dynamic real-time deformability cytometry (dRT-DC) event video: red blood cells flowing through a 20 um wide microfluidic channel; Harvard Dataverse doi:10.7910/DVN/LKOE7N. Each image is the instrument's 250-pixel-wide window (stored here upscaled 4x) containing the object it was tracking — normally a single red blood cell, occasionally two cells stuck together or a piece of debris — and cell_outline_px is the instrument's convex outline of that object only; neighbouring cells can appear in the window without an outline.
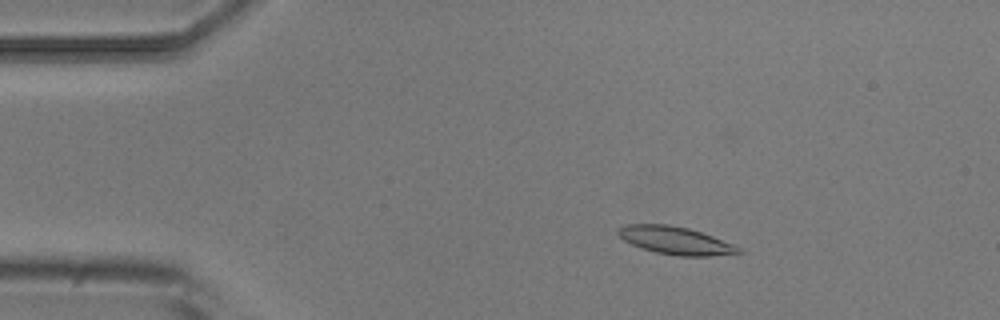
{"species": "common noctule bat (a hibernating species)", "species_latin": "Nyctalus noctula", "temperature_condition": "room temperature", "stored_images_in_passage": 3, "camera_frame_rate_fps": 3000, "um_per_image_px": 0.085, "animal": {"sex": "male", "body_mass_g": 20.5, "forearm_length_mm": 52.5}, "frame": {"image": 1, "passage_image": 1, "time_ms": 0.0, "image_size_px": [1000, 320], "cell_outline_px": [[744, 252], [708, 256], [680, 256], [656, 252], [640, 248], [624, 240], [616, 232], [616, 228], [624, 224], [668, 224], [688, 228], [712, 236], [732, 244], [740, 248]], "centroid_in_image_um": [57.35, 20.43], "position_along_channel_um": 27.6, "area_um2": 19.36}}
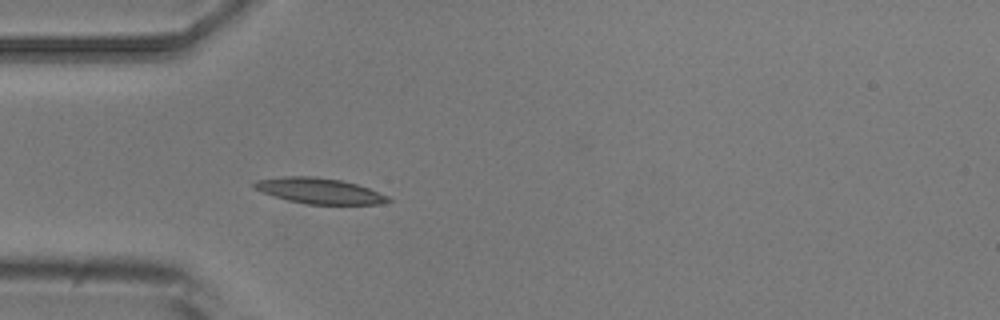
{"frame": {"image": 2, "passage_image": 3, "time_ms": 2.333, "image_size_px": [1000, 320], "cell_outline_px": [[392, 200], [380, 204], [304, 204], [288, 200], [264, 192], [256, 188], [252, 184], [256, 180], [284, 176], [316, 176], [340, 180], [356, 184], [368, 188], [388, 196]], "centroid_in_image_um": [27.16, 16.22], "position_along_channel_um": 57.8, "area_um2": 19.77}}